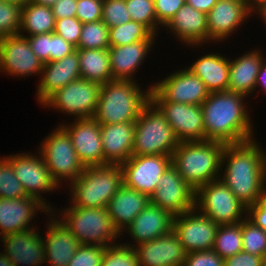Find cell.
I'll return each mask as SVG.
<instances>
[{"label": "cell", "mask_w": 266, "mask_h": 266, "mask_svg": "<svg viewBox=\"0 0 266 266\" xmlns=\"http://www.w3.org/2000/svg\"><path fill=\"white\" fill-rule=\"evenodd\" d=\"M183 266H224V259L213 249L186 253Z\"/></svg>", "instance_id": "cell-46"}, {"label": "cell", "mask_w": 266, "mask_h": 266, "mask_svg": "<svg viewBox=\"0 0 266 266\" xmlns=\"http://www.w3.org/2000/svg\"><path fill=\"white\" fill-rule=\"evenodd\" d=\"M265 257L241 251L224 259V266H263Z\"/></svg>", "instance_id": "cell-50"}, {"label": "cell", "mask_w": 266, "mask_h": 266, "mask_svg": "<svg viewBox=\"0 0 266 266\" xmlns=\"http://www.w3.org/2000/svg\"><path fill=\"white\" fill-rule=\"evenodd\" d=\"M102 4L103 0H77L75 17L83 24L101 20Z\"/></svg>", "instance_id": "cell-45"}, {"label": "cell", "mask_w": 266, "mask_h": 266, "mask_svg": "<svg viewBox=\"0 0 266 266\" xmlns=\"http://www.w3.org/2000/svg\"><path fill=\"white\" fill-rule=\"evenodd\" d=\"M22 6L0 0V38L20 33Z\"/></svg>", "instance_id": "cell-40"}, {"label": "cell", "mask_w": 266, "mask_h": 266, "mask_svg": "<svg viewBox=\"0 0 266 266\" xmlns=\"http://www.w3.org/2000/svg\"><path fill=\"white\" fill-rule=\"evenodd\" d=\"M38 210L46 215L51 212L35 197L0 198V236L32 229L29 224Z\"/></svg>", "instance_id": "cell-23"}, {"label": "cell", "mask_w": 266, "mask_h": 266, "mask_svg": "<svg viewBox=\"0 0 266 266\" xmlns=\"http://www.w3.org/2000/svg\"><path fill=\"white\" fill-rule=\"evenodd\" d=\"M217 1L218 0H185V3L207 14Z\"/></svg>", "instance_id": "cell-53"}, {"label": "cell", "mask_w": 266, "mask_h": 266, "mask_svg": "<svg viewBox=\"0 0 266 266\" xmlns=\"http://www.w3.org/2000/svg\"><path fill=\"white\" fill-rule=\"evenodd\" d=\"M27 197L25 190L16 178L11 162L0 158V198L21 199Z\"/></svg>", "instance_id": "cell-39"}, {"label": "cell", "mask_w": 266, "mask_h": 266, "mask_svg": "<svg viewBox=\"0 0 266 266\" xmlns=\"http://www.w3.org/2000/svg\"><path fill=\"white\" fill-rule=\"evenodd\" d=\"M242 251L266 258V232L247 217L242 220Z\"/></svg>", "instance_id": "cell-38"}, {"label": "cell", "mask_w": 266, "mask_h": 266, "mask_svg": "<svg viewBox=\"0 0 266 266\" xmlns=\"http://www.w3.org/2000/svg\"><path fill=\"white\" fill-rule=\"evenodd\" d=\"M43 64L26 37L18 34L0 38V70L3 73L19 77L41 75Z\"/></svg>", "instance_id": "cell-16"}, {"label": "cell", "mask_w": 266, "mask_h": 266, "mask_svg": "<svg viewBox=\"0 0 266 266\" xmlns=\"http://www.w3.org/2000/svg\"><path fill=\"white\" fill-rule=\"evenodd\" d=\"M77 51L81 78L101 85L112 80L108 49H77Z\"/></svg>", "instance_id": "cell-32"}, {"label": "cell", "mask_w": 266, "mask_h": 266, "mask_svg": "<svg viewBox=\"0 0 266 266\" xmlns=\"http://www.w3.org/2000/svg\"><path fill=\"white\" fill-rule=\"evenodd\" d=\"M58 126L42 140L38 150L59 185L61 180L66 183L65 179L73 182L85 170V166L77 156L67 131Z\"/></svg>", "instance_id": "cell-9"}, {"label": "cell", "mask_w": 266, "mask_h": 266, "mask_svg": "<svg viewBox=\"0 0 266 266\" xmlns=\"http://www.w3.org/2000/svg\"><path fill=\"white\" fill-rule=\"evenodd\" d=\"M109 28L102 20L82 25V31L76 49H108Z\"/></svg>", "instance_id": "cell-36"}, {"label": "cell", "mask_w": 266, "mask_h": 266, "mask_svg": "<svg viewBox=\"0 0 266 266\" xmlns=\"http://www.w3.org/2000/svg\"><path fill=\"white\" fill-rule=\"evenodd\" d=\"M105 247L80 244L67 266H101Z\"/></svg>", "instance_id": "cell-43"}, {"label": "cell", "mask_w": 266, "mask_h": 266, "mask_svg": "<svg viewBox=\"0 0 266 266\" xmlns=\"http://www.w3.org/2000/svg\"><path fill=\"white\" fill-rule=\"evenodd\" d=\"M184 4L185 0H154L157 21L164 27Z\"/></svg>", "instance_id": "cell-47"}, {"label": "cell", "mask_w": 266, "mask_h": 266, "mask_svg": "<svg viewBox=\"0 0 266 266\" xmlns=\"http://www.w3.org/2000/svg\"><path fill=\"white\" fill-rule=\"evenodd\" d=\"M83 23L76 17L56 20L54 33L64 38L67 42L77 47Z\"/></svg>", "instance_id": "cell-44"}, {"label": "cell", "mask_w": 266, "mask_h": 266, "mask_svg": "<svg viewBox=\"0 0 266 266\" xmlns=\"http://www.w3.org/2000/svg\"><path fill=\"white\" fill-rule=\"evenodd\" d=\"M245 2L252 10H254L259 4L265 2L266 0H242Z\"/></svg>", "instance_id": "cell-56"}, {"label": "cell", "mask_w": 266, "mask_h": 266, "mask_svg": "<svg viewBox=\"0 0 266 266\" xmlns=\"http://www.w3.org/2000/svg\"><path fill=\"white\" fill-rule=\"evenodd\" d=\"M224 147L215 140L180 142L171 155V164L196 191L219 179Z\"/></svg>", "instance_id": "cell-3"}, {"label": "cell", "mask_w": 266, "mask_h": 266, "mask_svg": "<svg viewBox=\"0 0 266 266\" xmlns=\"http://www.w3.org/2000/svg\"><path fill=\"white\" fill-rule=\"evenodd\" d=\"M101 84L79 78L52 94L42 106L53 107L76 119L93 118Z\"/></svg>", "instance_id": "cell-10"}, {"label": "cell", "mask_w": 266, "mask_h": 266, "mask_svg": "<svg viewBox=\"0 0 266 266\" xmlns=\"http://www.w3.org/2000/svg\"><path fill=\"white\" fill-rule=\"evenodd\" d=\"M79 78L81 76L77 49L61 60L44 63L37 87V101L43 104L60 88Z\"/></svg>", "instance_id": "cell-22"}, {"label": "cell", "mask_w": 266, "mask_h": 266, "mask_svg": "<svg viewBox=\"0 0 266 266\" xmlns=\"http://www.w3.org/2000/svg\"><path fill=\"white\" fill-rule=\"evenodd\" d=\"M0 266H14L9 258L0 252Z\"/></svg>", "instance_id": "cell-57"}, {"label": "cell", "mask_w": 266, "mask_h": 266, "mask_svg": "<svg viewBox=\"0 0 266 266\" xmlns=\"http://www.w3.org/2000/svg\"><path fill=\"white\" fill-rule=\"evenodd\" d=\"M101 20L108 28L130 22L125 0H103Z\"/></svg>", "instance_id": "cell-42"}, {"label": "cell", "mask_w": 266, "mask_h": 266, "mask_svg": "<svg viewBox=\"0 0 266 266\" xmlns=\"http://www.w3.org/2000/svg\"><path fill=\"white\" fill-rule=\"evenodd\" d=\"M151 87L165 100L201 105L209 96L205 84L187 67L168 75Z\"/></svg>", "instance_id": "cell-17"}, {"label": "cell", "mask_w": 266, "mask_h": 266, "mask_svg": "<svg viewBox=\"0 0 266 266\" xmlns=\"http://www.w3.org/2000/svg\"><path fill=\"white\" fill-rule=\"evenodd\" d=\"M246 217L266 232V194L260 201L247 208Z\"/></svg>", "instance_id": "cell-51"}, {"label": "cell", "mask_w": 266, "mask_h": 266, "mask_svg": "<svg viewBox=\"0 0 266 266\" xmlns=\"http://www.w3.org/2000/svg\"><path fill=\"white\" fill-rule=\"evenodd\" d=\"M154 40H142L123 46H110V68L113 79L136 80L134 73L145 62ZM144 60V61H143Z\"/></svg>", "instance_id": "cell-28"}, {"label": "cell", "mask_w": 266, "mask_h": 266, "mask_svg": "<svg viewBox=\"0 0 266 266\" xmlns=\"http://www.w3.org/2000/svg\"><path fill=\"white\" fill-rule=\"evenodd\" d=\"M110 46H123L142 40H155L154 35L141 23L130 21L116 27L109 28Z\"/></svg>", "instance_id": "cell-35"}, {"label": "cell", "mask_w": 266, "mask_h": 266, "mask_svg": "<svg viewBox=\"0 0 266 266\" xmlns=\"http://www.w3.org/2000/svg\"><path fill=\"white\" fill-rule=\"evenodd\" d=\"M125 2L131 20L143 24L156 35L162 25L157 21L154 0H125Z\"/></svg>", "instance_id": "cell-37"}, {"label": "cell", "mask_w": 266, "mask_h": 266, "mask_svg": "<svg viewBox=\"0 0 266 266\" xmlns=\"http://www.w3.org/2000/svg\"><path fill=\"white\" fill-rule=\"evenodd\" d=\"M101 266H139L136 250L124 243L105 247Z\"/></svg>", "instance_id": "cell-41"}, {"label": "cell", "mask_w": 266, "mask_h": 266, "mask_svg": "<svg viewBox=\"0 0 266 266\" xmlns=\"http://www.w3.org/2000/svg\"><path fill=\"white\" fill-rule=\"evenodd\" d=\"M76 50V47L54 32L50 33L49 62L61 60Z\"/></svg>", "instance_id": "cell-48"}, {"label": "cell", "mask_w": 266, "mask_h": 266, "mask_svg": "<svg viewBox=\"0 0 266 266\" xmlns=\"http://www.w3.org/2000/svg\"><path fill=\"white\" fill-rule=\"evenodd\" d=\"M195 208L218 225L239 223L247 216V207L220 179L196 190Z\"/></svg>", "instance_id": "cell-8"}, {"label": "cell", "mask_w": 266, "mask_h": 266, "mask_svg": "<svg viewBox=\"0 0 266 266\" xmlns=\"http://www.w3.org/2000/svg\"><path fill=\"white\" fill-rule=\"evenodd\" d=\"M60 215L62 223L80 244L108 247L121 237L106 207L69 206Z\"/></svg>", "instance_id": "cell-6"}, {"label": "cell", "mask_w": 266, "mask_h": 266, "mask_svg": "<svg viewBox=\"0 0 266 266\" xmlns=\"http://www.w3.org/2000/svg\"><path fill=\"white\" fill-rule=\"evenodd\" d=\"M244 99V95L231 91L209 93L201 104L205 140L239 144L254 139V129Z\"/></svg>", "instance_id": "cell-2"}, {"label": "cell", "mask_w": 266, "mask_h": 266, "mask_svg": "<svg viewBox=\"0 0 266 266\" xmlns=\"http://www.w3.org/2000/svg\"><path fill=\"white\" fill-rule=\"evenodd\" d=\"M173 220L174 216L170 212L150 203L125 227L120 235L127 230L133 238L132 243L135 241L137 244H124L134 248L138 244L170 233L173 230Z\"/></svg>", "instance_id": "cell-24"}, {"label": "cell", "mask_w": 266, "mask_h": 266, "mask_svg": "<svg viewBox=\"0 0 266 266\" xmlns=\"http://www.w3.org/2000/svg\"><path fill=\"white\" fill-rule=\"evenodd\" d=\"M35 155L18 153L6 158L11 162L15 176L22 184L26 195L37 198L51 212L56 214L58 211L53 210L55 208H52L51 204H47L41 193L52 192L59 188V185L53 179L40 152L39 156Z\"/></svg>", "instance_id": "cell-12"}, {"label": "cell", "mask_w": 266, "mask_h": 266, "mask_svg": "<svg viewBox=\"0 0 266 266\" xmlns=\"http://www.w3.org/2000/svg\"><path fill=\"white\" fill-rule=\"evenodd\" d=\"M55 23L52 7L29 2L22 6L19 35L24 36V32L29 33L27 36L52 33L55 30Z\"/></svg>", "instance_id": "cell-33"}, {"label": "cell", "mask_w": 266, "mask_h": 266, "mask_svg": "<svg viewBox=\"0 0 266 266\" xmlns=\"http://www.w3.org/2000/svg\"><path fill=\"white\" fill-rule=\"evenodd\" d=\"M104 164H122L132 156L135 122L100 124Z\"/></svg>", "instance_id": "cell-26"}, {"label": "cell", "mask_w": 266, "mask_h": 266, "mask_svg": "<svg viewBox=\"0 0 266 266\" xmlns=\"http://www.w3.org/2000/svg\"><path fill=\"white\" fill-rule=\"evenodd\" d=\"M31 46L32 51L43 62H49L50 51V33L37 34L32 36H26Z\"/></svg>", "instance_id": "cell-49"}, {"label": "cell", "mask_w": 266, "mask_h": 266, "mask_svg": "<svg viewBox=\"0 0 266 266\" xmlns=\"http://www.w3.org/2000/svg\"><path fill=\"white\" fill-rule=\"evenodd\" d=\"M253 12L256 14H259L260 18L262 17V20L265 22L266 24V1L259 4L254 10Z\"/></svg>", "instance_id": "cell-55"}, {"label": "cell", "mask_w": 266, "mask_h": 266, "mask_svg": "<svg viewBox=\"0 0 266 266\" xmlns=\"http://www.w3.org/2000/svg\"><path fill=\"white\" fill-rule=\"evenodd\" d=\"M150 101L165 116L180 142L205 140L201 105L165 101L152 87Z\"/></svg>", "instance_id": "cell-11"}, {"label": "cell", "mask_w": 266, "mask_h": 266, "mask_svg": "<svg viewBox=\"0 0 266 266\" xmlns=\"http://www.w3.org/2000/svg\"><path fill=\"white\" fill-rule=\"evenodd\" d=\"M219 225L194 208L174 216L173 231L186 253L211 250Z\"/></svg>", "instance_id": "cell-15"}, {"label": "cell", "mask_w": 266, "mask_h": 266, "mask_svg": "<svg viewBox=\"0 0 266 266\" xmlns=\"http://www.w3.org/2000/svg\"><path fill=\"white\" fill-rule=\"evenodd\" d=\"M179 143L165 116L150 101L135 121L132 155L171 156Z\"/></svg>", "instance_id": "cell-7"}, {"label": "cell", "mask_w": 266, "mask_h": 266, "mask_svg": "<svg viewBox=\"0 0 266 266\" xmlns=\"http://www.w3.org/2000/svg\"><path fill=\"white\" fill-rule=\"evenodd\" d=\"M164 27L189 47L208 43L207 14L189 4L185 3Z\"/></svg>", "instance_id": "cell-27"}, {"label": "cell", "mask_w": 266, "mask_h": 266, "mask_svg": "<svg viewBox=\"0 0 266 266\" xmlns=\"http://www.w3.org/2000/svg\"><path fill=\"white\" fill-rule=\"evenodd\" d=\"M263 149L252 139L225 144L221 156V171L226 167L219 179L247 208L266 194V152Z\"/></svg>", "instance_id": "cell-1"}, {"label": "cell", "mask_w": 266, "mask_h": 266, "mask_svg": "<svg viewBox=\"0 0 266 266\" xmlns=\"http://www.w3.org/2000/svg\"><path fill=\"white\" fill-rule=\"evenodd\" d=\"M262 87L263 92H266V60L263 62L257 76L256 88Z\"/></svg>", "instance_id": "cell-54"}, {"label": "cell", "mask_w": 266, "mask_h": 266, "mask_svg": "<svg viewBox=\"0 0 266 266\" xmlns=\"http://www.w3.org/2000/svg\"><path fill=\"white\" fill-rule=\"evenodd\" d=\"M219 54H204L187 67L205 84L210 93L228 91L229 59Z\"/></svg>", "instance_id": "cell-31"}, {"label": "cell", "mask_w": 266, "mask_h": 266, "mask_svg": "<svg viewBox=\"0 0 266 266\" xmlns=\"http://www.w3.org/2000/svg\"><path fill=\"white\" fill-rule=\"evenodd\" d=\"M49 214L48 216L52 218L47 222L49 224H47V231L45 230L46 238L43 237L46 263H49V266H67L80 243L59 219L60 216L55 217L53 211Z\"/></svg>", "instance_id": "cell-25"}, {"label": "cell", "mask_w": 266, "mask_h": 266, "mask_svg": "<svg viewBox=\"0 0 266 266\" xmlns=\"http://www.w3.org/2000/svg\"><path fill=\"white\" fill-rule=\"evenodd\" d=\"M1 237L5 254L14 266H39L46 262L43 235L37 227ZM35 228V229H34Z\"/></svg>", "instance_id": "cell-20"}, {"label": "cell", "mask_w": 266, "mask_h": 266, "mask_svg": "<svg viewBox=\"0 0 266 266\" xmlns=\"http://www.w3.org/2000/svg\"><path fill=\"white\" fill-rule=\"evenodd\" d=\"M170 165L171 156L132 155L121 164L123 182L127 187L151 197L158 186L160 177Z\"/></svg>", "instance_id": "cell-14"}, {"label": "cell", "mask_w": 266, "mask_h": 266, "mask_svg": "<svg viewBox=\"0 0 266 266\" xmlns=\"http://www.w3.org/2000/svg\"><path fill=\"white\" fill-rule=\"evenodd\" d=\"M6 1H10L11 3H15L21 6H25L29 2H32V0H6Z\"/></svg>", "instance_id": "cell-59"}, {"label": "cell", "mask_w": 266, "mask_h": 266, "mask_svg": "<svg viewBox=\"0 0 266 266\" xmlns=\"http://www.w3.org/2000/svg\"><path fill=\"white\" fill-rule=\"evenodd\" d=\"M123 182L120 164L88 166L70 182L71 205L80 207H107ZM72 187V188H71Z\"/></svg>", "instance_id": "cell-5"}, {"label": "cell", "mask_w": 266, "mask_h": 266, "mask_svg": "<svg viewBox=\"0 0 266 266\" xmlns=\"http://www.w3.org/2000/svg\"><path fill=\"white\" fill-rule=\"evenodd\" d=\"M150 204V197L123 184L107 204L108 213L119 233Z\"/></svg>", "instance_id": "cell-29"}, {"label": "cell", "mask_w": 266, "mask_h": 266, "mask_svg": "<svg viewBox=\"0 0 266 266\" xmlns=\"http://www.w3.org/2000/svg\"><path fill=\"white\" fill-rule=\"evenodd\" d=\"M77 0H58L53 6L52 11L56 20L75 17Z\"/></svg>", "instance_id": "cell-52"}, {"label": "cell", "mask_w": 266, "mask_h": 266, "mask_svg": "<svg viewBox=\"0 0 266 266\" xmlns=\"http://www.w3.org/2000/svg\"><path fill=\"white\" fill-rule=\"evenodd\" d=\"M263 266H266V258H265V260H264Z\"/></svg>", "instance_id": "cell-60"}, {"label": "cell", "mask_w": 266, "mask_h": 266, "mask_svg": "<svg viewBox=\"0 0 266 266\" xmlns=\"http://www.w3.org/2000/svg\"><path fill=\"white\" fill-rule=\"evenodd\" d=\"M252 12L242 0H218L207 13L208 42H221L232 36Z\"/></svg>", "instance_id": "cell-19"}, {"label": "cell", "mask_w": 266, "mask_h": 266, "mask_svg": "<svg viewBox=\"0 0 266 266\" xmlns=\"http://www.w3.org/2000/svg\"><path fill=\"white\" fill-rule=\"evenodd\" d=\"M136 246L139 266H183L186 259V251L173 230Z\"/></svg>", "instance_id": "cell-21"}, {"label": "cell", "mask_w": 266, "mask_h": 266, "mask_svg": "<svg viewBox=\"0 0 266 266\" xmlns=\"http://www.w3.org/2000/svg\"><path fill=\"white\" fill-rule=\"evenodd\" d=\"M57 1L58 0H32V2L48 7H52Z\"/></svg>", "instance_id": "cell-58"}, {"label": "cell", "mask_w": 266, "mask_h": 266, "mask_svg": "<svg viewBox=\"0 0 266 266\" xmlns=\"http://www.w3.org/2000/svg\"><path fill=\"white\" fill-rule=\"evenodd\" d=\"M212 249L222 259L241 252L242 221L235 224L219 225Z\"/></svg>", "instance_id": "cell-34"}, {"label": "cell", "mask_w": 266, "mask_h": 266, "mask_svg": "<svg viewBox=\"0 0 266 266\" xmlns=\"http://www.w3.org/2000/svg\"><path fill=\"white\" fill-rule=\"evenodd\" d=\"M72 140L73 147L85 167L104 165L100 123L94 118L75 119L61 124Z\"/></svg>", "instance_id": "cell-18"}, {"label": "cell", "mask_w": 266, "mask_h": 266, "mask_svg": "<svg viewBox=\"0 0 266 266\" xmlns=\"http://www.w3.org/2000/svg\"><path fill=\"white\" fill-rule=\"evenodd\" d=\"M136 81L113 79L102 84L93 118L100 124L135 122L151 92V86L143 92Z\"/></svg>", "instance_id": "cell-4"}, {"label": "cell", "mask_w": 266, "mask_h": 266, "mask_svg": "<svg viewBox=\"0 0 266 266\" xmlns=\"http://www.w3.org/2000/svg\"><path fill=\"white\" fill-rule=\"evenodd\" d=\"M196 191L172 166L162 174L150 203L177 216L195 208Z\"/></svg>", "instance_id": "cell-13"}, {"label": "cell", "mask_w": 266, "mask_h": 266, "mask_svg": "<svg viewBox=\"0 0 266 266\" xmlns=\"http://www.w3.org/2000/svg\"><path fill=\"white\" fill-rule=\"evenodd\" d=\"M258 49L250 50L242 56L229 60L228 91L239 93L247 97L256 90L257 76L265 61Z\"/></svg>", "instance_id": "cell-30"}]
</instances>
